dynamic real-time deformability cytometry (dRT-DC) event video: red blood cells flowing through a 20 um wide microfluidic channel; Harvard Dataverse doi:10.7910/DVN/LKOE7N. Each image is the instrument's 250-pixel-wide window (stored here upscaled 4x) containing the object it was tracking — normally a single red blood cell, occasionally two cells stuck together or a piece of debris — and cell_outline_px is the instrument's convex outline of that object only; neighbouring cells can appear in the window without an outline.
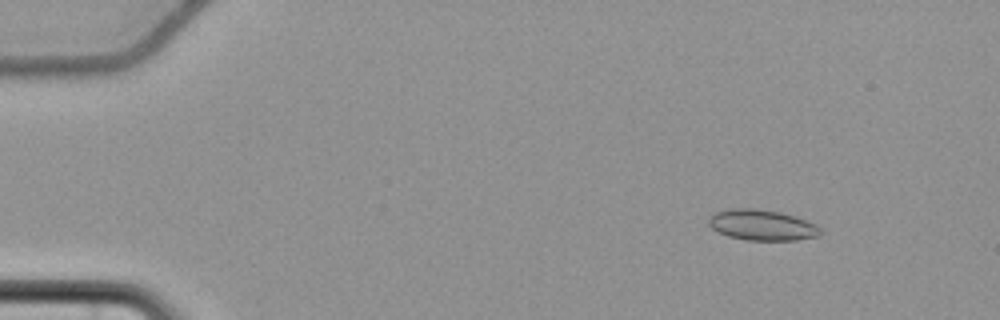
{"species": "common noctule bat (a hibernating species)", "species_latin": "Nyctalus noctula", "temperature_condition": "cold", "stored_images_in_passage": 54, "camera_frame_rate_fps": 3000, "um_per_image_px": 0.085, "animal": {"sex": "female", "body_mass_g": 22.7, "forearm_length_mm": 54.2}, "frame": {"image": 1, "passage_image": 4, "time_ms": 1.0, "image_size_px": [1000, 320], "cell_outline_px": [[824, 232], [820, 236], [796, 240], [748, 240], [728, 236], [712, 228], [708, 224], [708, 216], [712, 212], [732, 208], [756, 208], [780, 212], [816, 224]], "centroid_in_image_um": [64.75, 19.12], "position_along_channel_um": 20.2, "area_um2": 20.11}}
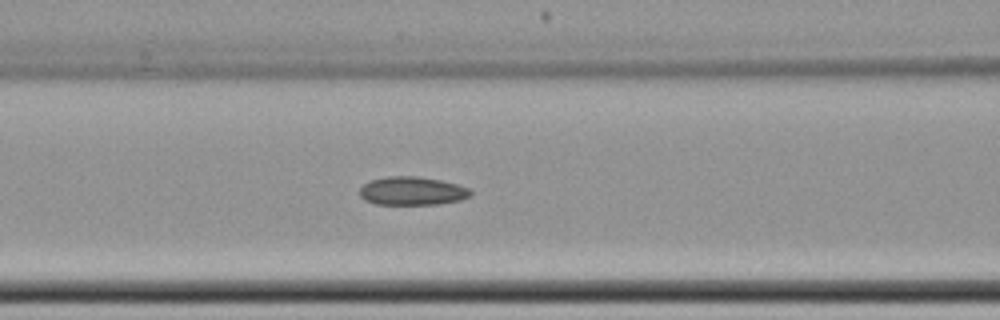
{"frame": {"image": 2, "passage_image": 22, "time_ms": 7.0, "image_size_px": [1000, 320], "cell_outline_px": [[472, 196], [460, 200], [440, 204], [376, 204], [364, 200], [360, 196], [360, 188], [364, 184], [372, 180], [388, 176], [416, 176], [440, 180], [456, 184], [468, 188], [472, 192]], "centroid_in_image_um": [35.04, 16.24], "position_along_channel_um": 131.6, "area_um2": 18.32}}
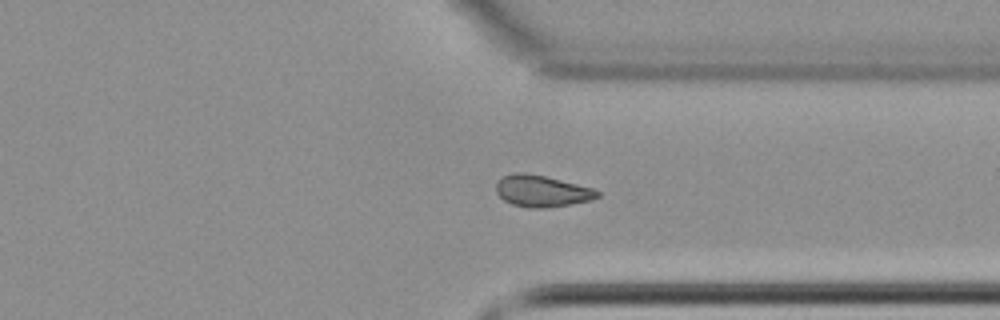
{"frame": {"image": 3, "passage_image": 41, "time_ms": 13.333, "image_size_px": [1000, 320], "cell_outline_px": [[600, 196], [592, 200], [572, 204], [544, 208], [528, 208], [512, 204], [504, 200], [496, 192], [496, 184], [504, 176], [512, 172], [520, 172], [544, 176], [592, 188], [600, 192]], "centroid_in_image_um": [46.06, 16.25], "position_along_channel_um": 365.3, "area_um2": 18.5}}